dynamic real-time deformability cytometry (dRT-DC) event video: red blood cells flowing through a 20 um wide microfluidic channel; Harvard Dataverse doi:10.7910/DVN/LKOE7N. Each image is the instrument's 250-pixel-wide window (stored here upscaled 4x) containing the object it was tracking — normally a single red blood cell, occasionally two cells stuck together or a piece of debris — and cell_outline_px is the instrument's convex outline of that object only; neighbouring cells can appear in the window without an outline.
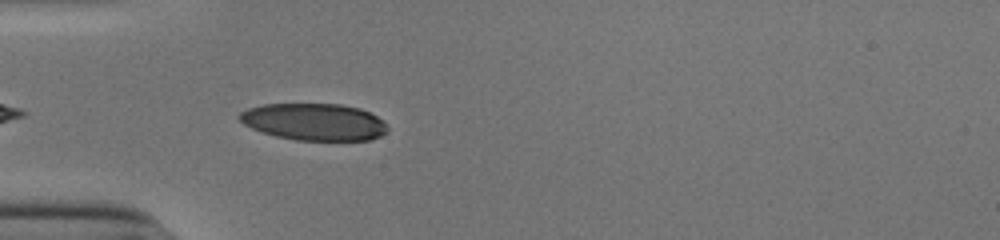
{"species": "human", "species_latin": "Homo sapiens", "temperature_condition": "cold", "stored_images_in_passage": 37, "camera_frame_rate_fps": 3000, "um_per_image_px": 0.085, "donor": {"sex": "male"}, "frame": {"image": 1, "passage_image": 3, "time_ms": 0.667, "image_size_px": [1000, 240], "cell_outline_px": [[388, 128], [380, 136], [368, 140], [296, 140], [276, 136], [252, 128], [244, 124], [236, 116], [240, 112], [248, 108], [264, 104], [340, 104], [360, 108], [376, 116]], "centroid_in_image_um": [26.66, 10.35], "position_along_channel_um": 58.3, "area_um2": 31.62}}
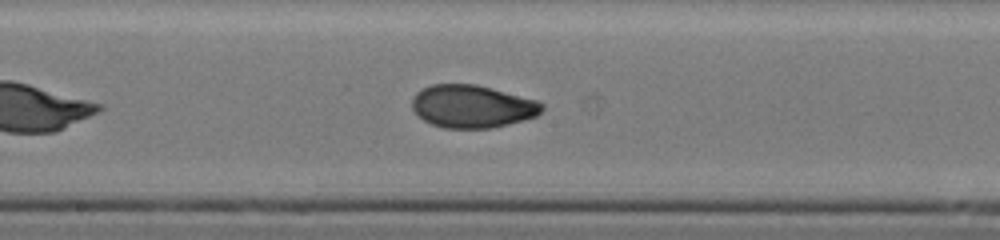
{"frame": {"image": 2, "passage_image": 15, "time_ms": 4.667, "image_size_px": [1000, 240], "cell_outline_px": [[544, 108], [536, 116], [524, 120], [492, 128], [444, 128], [432, 124], [424, 120], [412, 108], [412, 96], [416, 92], [432, 84], [476, 84], [492, 88], [536, 100], [544, 104]], "centroid_in_image_um": [40.14, 9.04], "position_along_channel_um": 208.1, "area_um2": 32.31}}
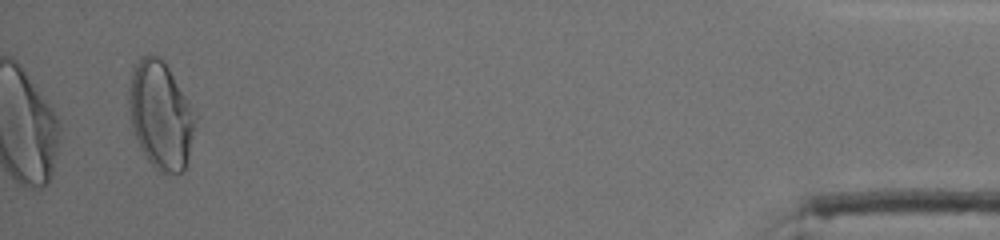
{"frame": {"image": 3, "passage_image": 37, "time_ms": 12.0, "image_size_px": [1000, 240], "cell_outline_px": [[196, 120], [188, 160], [184, 172], [156, 172], [148, 160], [136, 140], [132, 128], [128, 100], [128, 88], [132, 72], [140, 56], [148, 52], [152, 52], [164, 60], [188, 104]], "centroid_in_image_um": [13.61, 9.79], "position_along_channel_um": 421.6, "area_um2": 41.27}, "authors_computed_cell_mechanics": {"area_um2": 32.657, "velocity_mm_per_s": 3.9125, "shape_relaxation_time_tau1_ms": 6.1558, "shape_relaxation_time_tau2_ms": 1.0088, "deformation_change_tau1": 0.207, "deformation_change_tau2": 0.0446}}